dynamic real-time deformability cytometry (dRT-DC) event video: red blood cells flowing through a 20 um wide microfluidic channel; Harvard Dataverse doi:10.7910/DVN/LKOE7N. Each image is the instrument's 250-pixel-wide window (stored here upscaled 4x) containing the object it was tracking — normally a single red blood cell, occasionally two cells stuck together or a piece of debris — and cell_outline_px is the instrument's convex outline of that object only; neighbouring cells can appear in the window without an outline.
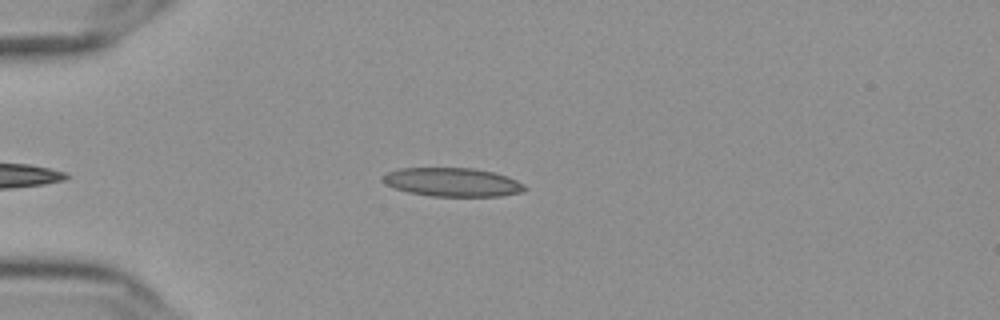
{"species": "Egyptian fruit bat (a non-hibernating species)", "species_latin": "Rousettus aegyptiacus", "temperature_condition": "cold", "stored_images_in_passage": 36, "camera_frame_rate_fps": 3000, "um_per_image_px": 0.085, "frame": {"image": 1, "passage_image": 3, "time_ms": 0.667, "image_size_px": [1000, 320], "cell_outline_px": [[528, 188], [524, 192], [500, 196], [432, 196], [408, 192], [384, 184], [380, 180], [380, 176], [388, 172], [400, 168], [472, 168], [492, 172], [508, 176], [524, 184]], "centroid_in_image_um": [38.45, 15.48], "position_along_channel_um": 46.6, "area_um2": 23.87}}
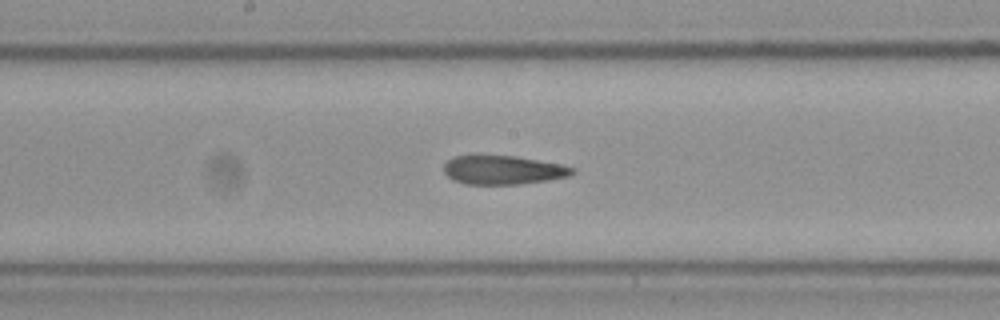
{"frame": {"image": 2, "passage_image": 18, "time_ms": 5.667, "image_size_px": [1000, 320], "cell_outline_px": [[576, 172], [568, 176], [544, 180], [516, 184], [468, 184], [452, 180], [444, 172], [444, 164], [452, 156], [476, 152], [480, 152], [516, 156], [560, 164], [576, 168]], "centroid_in_image_um": [42.67, 14.39], "position_along_channel_um": 205.5, "area_um2": 22.31}}
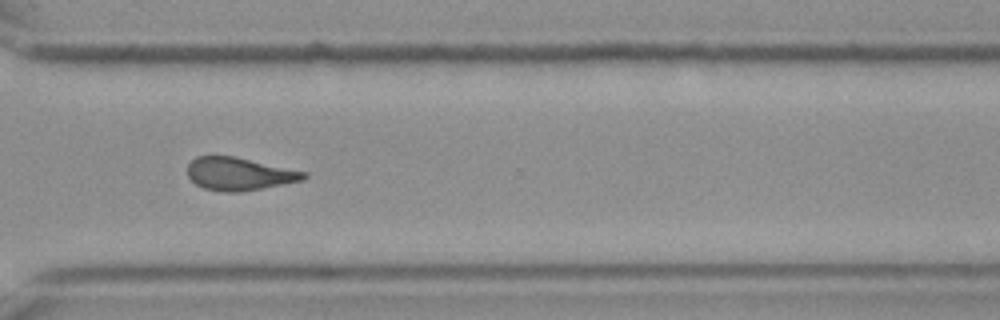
{"frame": {"image": 3, "passage_image": 30, "time_ms": 9.667, "image_size_px": [1000, 320], "cell_outline_px": [[308, 176], [304, 180], [284, 184], [240, 192], [224, 192], [204, 188], [196, 184], [188, 176], [188, 164], [196, 156], [232, 156], [308, 172]], "centroid_in_image_um": [20.35, 14.78], "position_along_channel_um": 350.3, "area_um2": 22.14}, "authors_computed_cell_mechanics": {"area_um2": 22.3686, "velocity_mm_per_s": 3.6268, "shape_relaxation_time_tau1_ms": 6.1962, "shape_relaxation_time_tau2_ms": 3.4623, "deformation_change_tau1": 0.1878, "deformation_change_tau2": 0.1347}}